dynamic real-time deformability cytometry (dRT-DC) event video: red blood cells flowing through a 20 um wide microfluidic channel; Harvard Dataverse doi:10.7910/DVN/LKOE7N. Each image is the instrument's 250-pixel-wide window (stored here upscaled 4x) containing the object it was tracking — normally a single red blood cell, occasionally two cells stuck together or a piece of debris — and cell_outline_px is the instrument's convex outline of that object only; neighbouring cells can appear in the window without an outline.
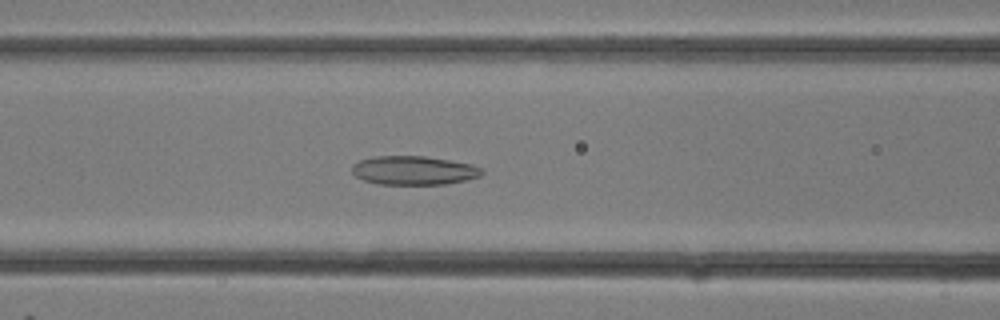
{"species": "common noctule bat (a hibernating species)", "species_latin": "Nyctalus noctula", "temperature_condition": "room temperature", "stored_images_in_passage": 31, "camera_frame_rate_fps": 3000, "um_per_image_px": 0.085, "animal": {"sex": "female"}, "frame": {"image": 1, "passage_image": 13, "time_ms": 4.0, "image_size_px": [1000, 320], "cell_outline_px": [[484, 172], [480, 176], [464, 180], [444, 184], [376, 184], [364, 180], [356, 176], [352, 172], [352, 164], [360, 160], [372, 156], [424, 156], [472, 164], [480, 168]], "centroid_in_image_um": [35.13, 14.48], "position_along_channel_um": 131.5, "area_um2": 21.73}}
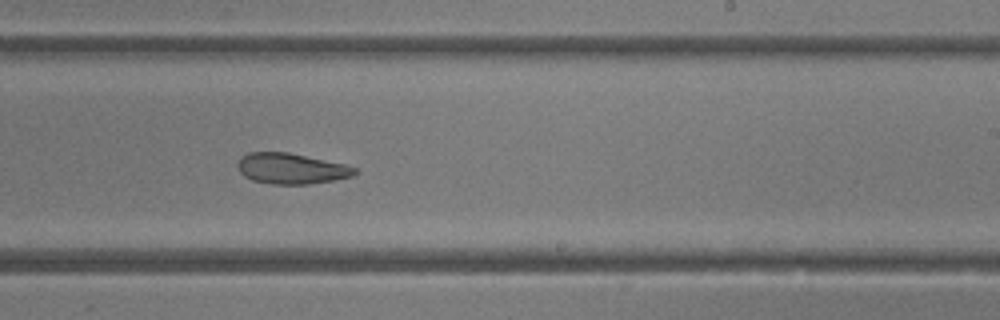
{"frame": {"image": 2, "passage_image": 19, "time_ms": 6.0, "image_size_px": [1000, 320], "cell_outline_px": [[356, 172], [352, 176], [332, 180], [308, 184], [272, 184], [252, 180], [244, 176], [240, 172], [236, 164], [240, 156], [248, 152], [288, 152], [344, 164], [356, 168]], "centroid_in_image_um": [24.69, 14.32], "position_along_channel_um": 264.3, "area_um2": 20.87}}
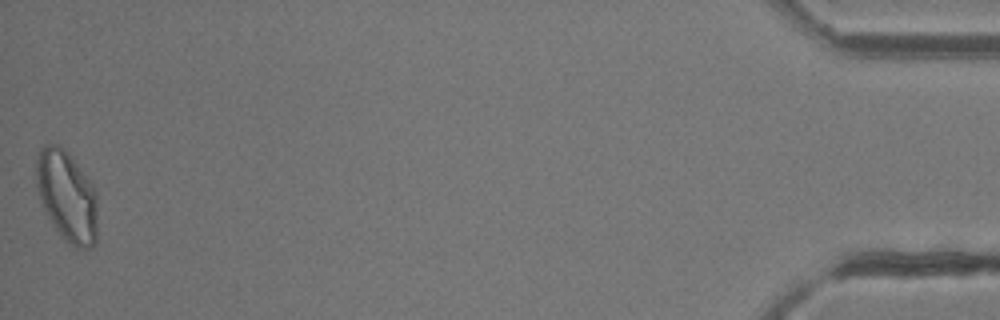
{"frame": {"image": 3, "passage_image": 31, "time_ms": 10.0, "image_size_px": [1000, 320], "cell_outline_px": [[96, 240], [92, 248], [76, 248], [64, 240], [56, 232], [40, 204], [36, 188], [36, 160], [40, 148], [44, 144], [60, 144], [68, 152], [92, 184], [96, 192]], "centroid_in_image_um": [5.65, 16.68], "position_along_channel_um": 429.6, "area_um2": 32.95}}